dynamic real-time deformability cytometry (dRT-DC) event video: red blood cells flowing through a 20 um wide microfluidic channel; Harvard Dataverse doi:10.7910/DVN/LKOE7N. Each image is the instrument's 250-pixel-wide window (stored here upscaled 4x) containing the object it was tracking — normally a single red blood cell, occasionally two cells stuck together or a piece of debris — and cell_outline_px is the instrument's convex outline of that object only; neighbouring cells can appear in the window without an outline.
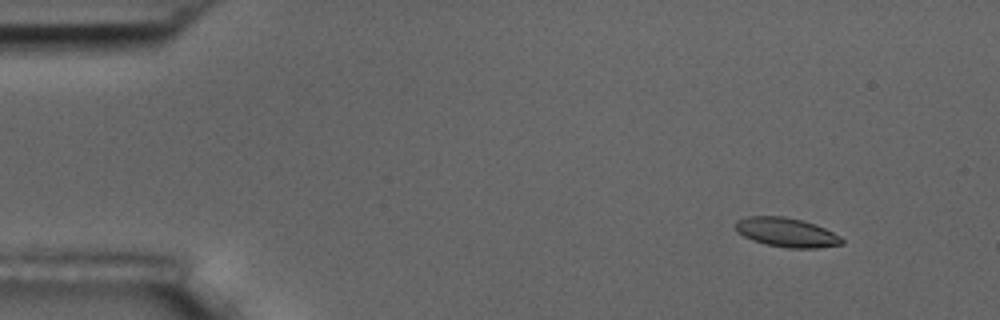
{"species": "common noctule bat (a hibernating species)", "species_latin": "Nyctalus noctula", "temperature_condition": "room temperature", "stored_images_in_passage": 5, "camera_frame_rate_fps": 3000, "um_per_image_px": 0.085, "animal": {"sex": "male", "body_mass_g": 17.5, "forearm_length_mm": 52.3}, "frame": {"image": 1, "passage_image": 2, "time_ms": 1.333, "image_size_px": [1000, 320], "cell_outline_px": [[844, 244], [816, 248], [788, 248], [764, 244], [752, 240], [736, 232], [736, 220], [748, 216], [784, 216], [816, 224], [840, 236], [844, 240]], "centroid_in_image_um": [66.85, 19.76], "position_along_channel_um": 18.2, "area_um2": 18.15}}
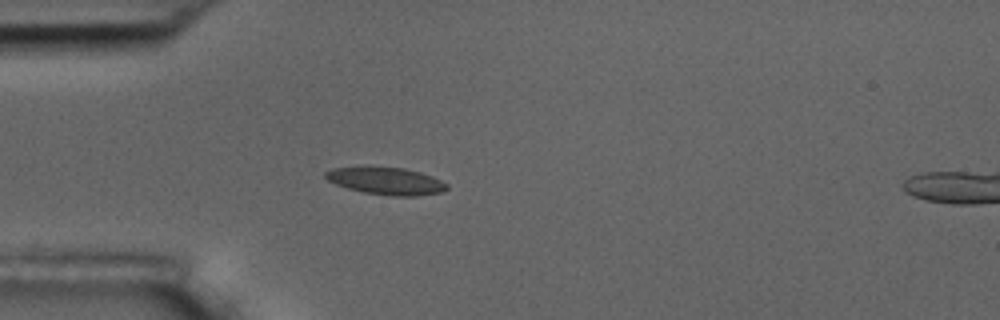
{"frame": {"image": 2, "passage_image": 5, "time_ms": 4.667, "image_size_px": [1000, 320], "cell_outline_px": [[448, 188], [444, 192], [416, 196], [392, 196], [364, 192], [348, 188], [336, 184], [328, 180], [324, 176], [324, 172], [332, 168], [404, 168], [420, 172], [432, 176], [448, 184]], "centroid_in_image_um": [32.87, 15.4], "position_along_channel_um": 52.1, "area_um2": 18.96}}